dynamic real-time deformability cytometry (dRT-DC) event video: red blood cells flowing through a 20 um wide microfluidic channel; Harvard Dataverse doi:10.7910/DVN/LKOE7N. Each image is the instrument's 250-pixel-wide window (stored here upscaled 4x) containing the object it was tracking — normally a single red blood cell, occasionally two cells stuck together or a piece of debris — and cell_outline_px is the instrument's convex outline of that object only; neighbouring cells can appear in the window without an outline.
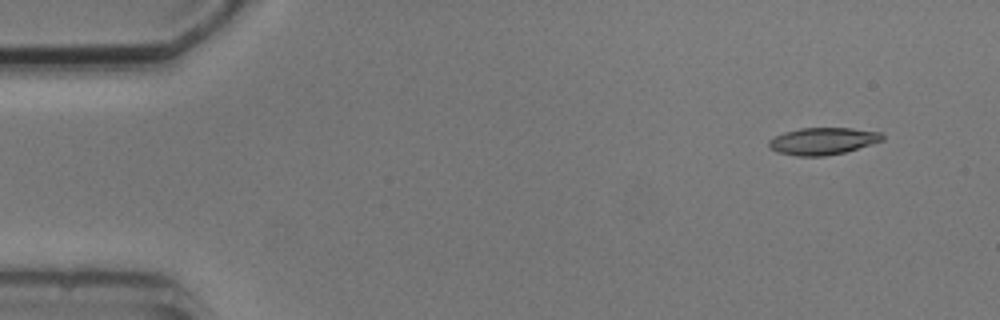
{"species": "common noctule bat (a hibernating species)", "species_latin": "Nyctalus noctula", "temperature_condition": "cold", "stored_images_in_passage": 3, "camera_frame_rate_fps": 3000, "um_per_image_px": 0.085, "animal": {"sex": "male", "body_mass_g": 20.5, "forearm_length_mm": 52.5}, "frame": {"image": 1, "passage_image": 1, "time_ms": 0.0, "image_size_px": [1000, 320], "cell_outline_px": [[884, 140], [844, 152], [824, 156], [796, 156], [776, 152], [768, 148], [768, 140], [784, 132], [800, 128], [852, 128], [880, 132], [884, 136]], "centroid_in_image_um": [69.9, 11.99], "position_along_channel_um": 15.1, "area_um2": 17.92}}
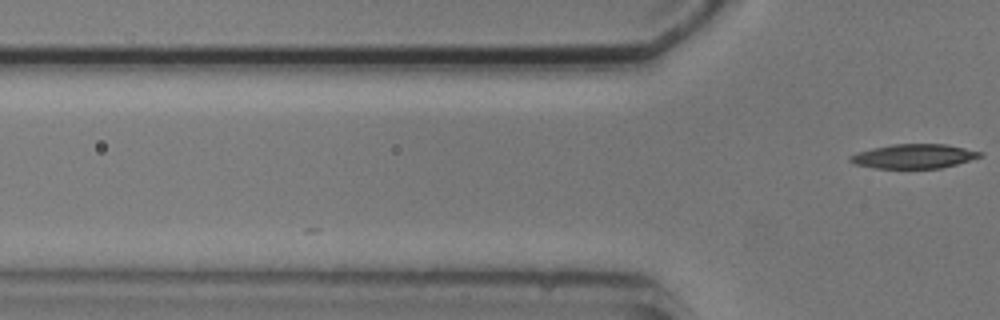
{"frame": {"image": 2, "passage_image": 3, "time_ms": 3.333, "image_size_px": [1000, 320], "cell_outline_px": [[984, 152], [980, 156], [956, 164], [940, 168], [876, 168], [856, 164], [848, 160], [848, 156], [856, 152], [872, 148], [892, 144], [948, 144]], "centroid_in_image_um": [77.65, 13.27], "position_along_channel_um": 48.2, "area_um2": 18.32}}